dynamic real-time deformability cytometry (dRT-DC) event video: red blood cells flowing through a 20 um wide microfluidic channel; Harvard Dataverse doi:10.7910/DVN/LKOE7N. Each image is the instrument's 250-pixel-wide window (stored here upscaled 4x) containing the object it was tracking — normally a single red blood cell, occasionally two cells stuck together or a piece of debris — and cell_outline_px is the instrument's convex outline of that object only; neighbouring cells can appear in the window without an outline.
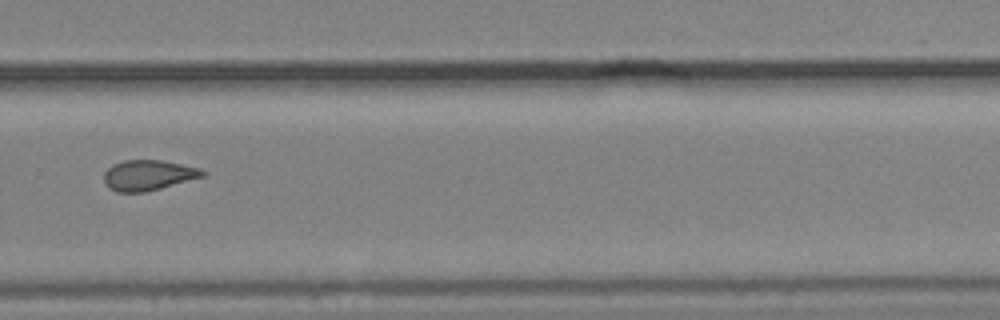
{"species": "common noctule bat (a hibernating species)", "species_latin": "Nyctalus noctula", "temperature_condition": "cold", "stored_images_in_passage": 15, "camera_frame_rate_fps": 3000, "um_per_image_px": 0.085, "animal": {"sex": "male", "body_mass_g": 19.2, "forearm_length_mm": 51.8}, "frame": {"image": 1, "passage_image": 11, "time_ms": 13.0, "image_size_px": [1000, 320], "cell_outline_px": [[208, 172], [204, 176], [160, 188], [144, 192], [116, 192], [108, 188], [104, 184], [104, 172], [112, 164], [124, 160], [160, 160], [200, 168]], "centroid_in_image_um": [12.57, 14.89], "position_along_channel_um": 317.2, "area_um2": 17.46}}
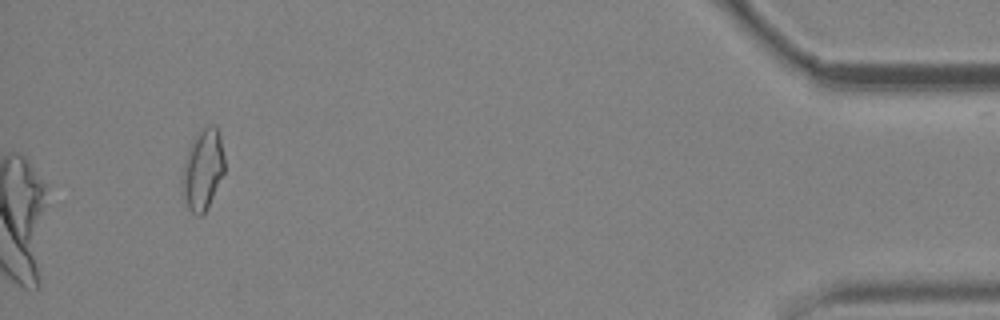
{"frame": {"image": 2, "passage_image": 15, "time_ms": 17.667, "image_size_px": [1000, 320], "cell_outline_px": [[224, 172], [208, 208], [200, 216], [196, 216], [188, 208], [180, 184], [180, 176], [184, 160], [188, 148], [192, 140], [204, 128], [212, 124], [216, 124], [220, 136], [224, 156]], "centroid_in_image_um": [17.22, 14.42], "position_along_channel_um": 418.0, "area_um2": 20.11}}